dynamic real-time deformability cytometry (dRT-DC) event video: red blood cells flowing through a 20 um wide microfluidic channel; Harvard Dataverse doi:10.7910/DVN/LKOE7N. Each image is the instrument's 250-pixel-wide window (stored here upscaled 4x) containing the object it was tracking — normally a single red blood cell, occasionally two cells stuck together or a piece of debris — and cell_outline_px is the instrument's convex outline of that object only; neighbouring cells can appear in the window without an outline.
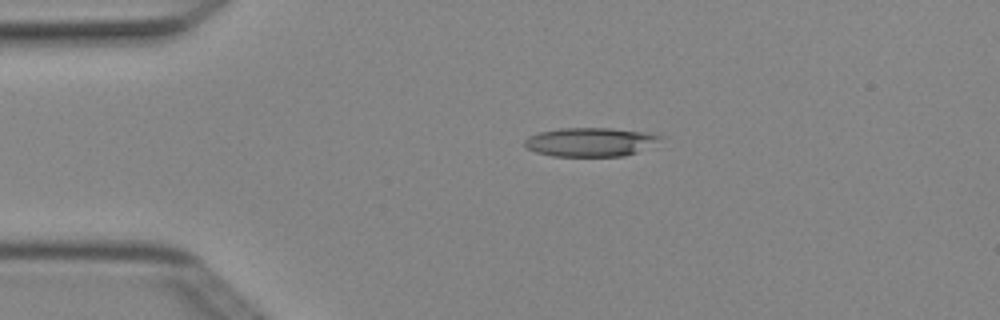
{"species": "Egyptian fruit bat (a non-hibernating species)", "species_latin": "Rousettus aegyptiacus", "temperature_condition": "cold", "stored_images_in_passage": 2, "camera_frame_rate_fps": 3000, "um_per_image_px": 0.085, "animal": {"sex": "female"}, "frame": {"image": 1, "passage_image": 1, "time_ms": 0.0, "image_size_px": [1000, 320], "cell_outline_px": [[664, 136], [636, 152], [624, 156], [552, 156], [536, 152], [528, 148], [524, 144], [524, 140], [528, 136], [540, 132], [560, 128], [612, 128], [644, 132]], "centroid_in_image_um": [50.1, 12.06], "position_along_channel_um": 34.9, "area_um2": 22.43}}